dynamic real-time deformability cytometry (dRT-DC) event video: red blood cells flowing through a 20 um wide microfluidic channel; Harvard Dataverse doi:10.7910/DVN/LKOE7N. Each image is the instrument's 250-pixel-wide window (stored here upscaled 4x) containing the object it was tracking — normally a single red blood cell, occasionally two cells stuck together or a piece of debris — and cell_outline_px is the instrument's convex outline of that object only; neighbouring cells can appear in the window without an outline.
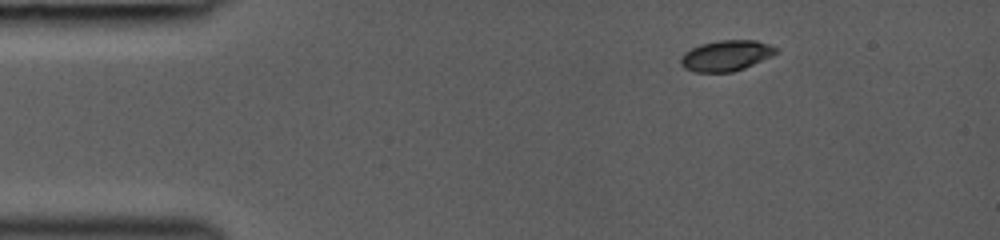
{"species": "common noctule bat (a hibernating species)", "species_latin": "Nyctalus noctula", "temperature_condition": "room temperature", "stored_images_in_passage": 14, "camera_frame_rate_fps": 3000, "um_per_image_px": 0.085, "animal": {"sex": "female", "body_mass_g": 19.0, "forearm_length_mm": 53.3}, "frame": {"image": 1, "passage_image": 1, "time_ms": 0.0, "image_size_px": [1000, 240], "cell_outline_px": [[776, 52], [772, 56], [744, 68], [732, 72], [696, 72], [684, 68], [680, 64], [680, 60], [684, 52], [700, 44], [720, 40], [756, 40], [768, 44], [776, 48]], "centroid_in_image_um": [61.69, 4.73], "position_along_channel_um": 23.3, "area_um2": 16.94}}
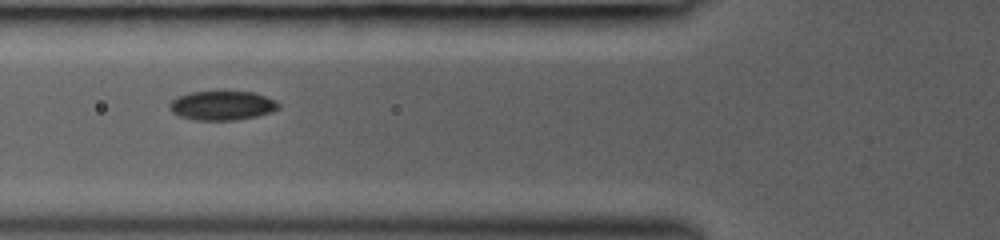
{"frame": {"image": 2, "passage_image": 10, "time_ms": 3.667, "image_size_px": [1000, 240], "cell_outline_px": [[280, 108], [272, 112], [256, 116], [236, 120], [196, 120], [180, 116], [172, 112], [168, 108], [168, 104], [172, 100], [180, 96], [192, 92], [252, 92], [276, 100], [280, 104]], "centroid_in_image_um": [18.9, 8.98], "position_along_channel_um": 106.9, "area_um2": 18.44}}
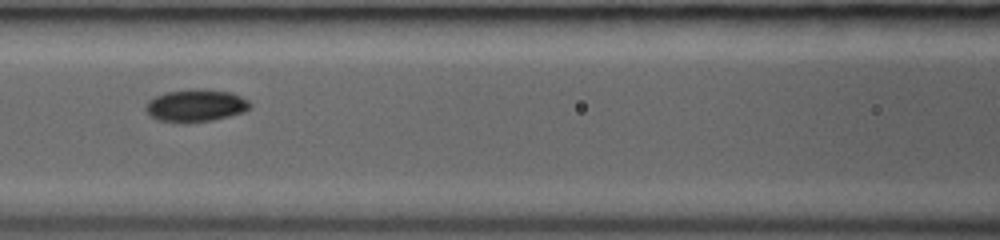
{"frame": {"image": 3, "passage_image": 12, "time_ms": 4.667, "image_size_px": [1000, 240], "cell_outline_px": [[252, 108], [244, 112], [212, 120], [184, 124], [160, 120], [148, 116], [144, 108], [144, 104], [148, 100], [156, 96], [168, 92], [196, 88], [232, 92], [248, 100], [252, 104]], "centroid_in_image_um": [16.62, 8.98], "position_along_channel_um": 150.0, "area_um2": 20.06}}